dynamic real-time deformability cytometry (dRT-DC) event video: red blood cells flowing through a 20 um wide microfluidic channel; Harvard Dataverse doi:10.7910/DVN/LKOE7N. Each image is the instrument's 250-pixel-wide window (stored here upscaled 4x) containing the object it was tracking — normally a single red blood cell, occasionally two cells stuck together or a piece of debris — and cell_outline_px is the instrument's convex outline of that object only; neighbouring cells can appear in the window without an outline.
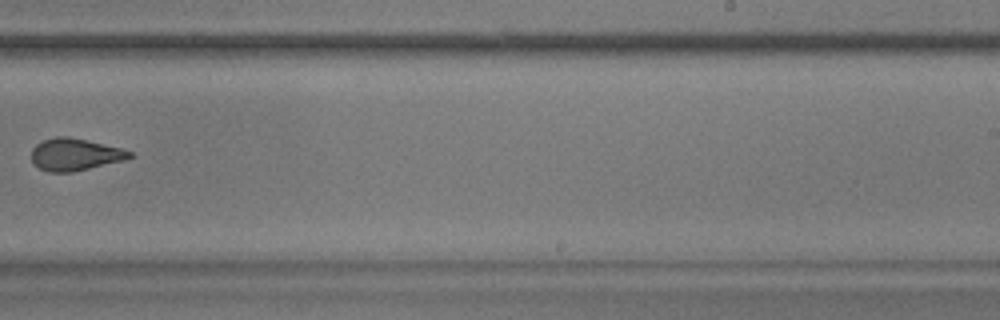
{"species": "common noctule bat (a hibernating species)", "species_latin": "Nyctalus noctula", "temperature_condition": "warm", "stored_images_in_passage": 7, "camera_frame_rate_fps": 3000, "um_per_image_px": 0.085, "animal": {"sex": "male", "body_mass_g": 17.9}, "frame": {"image": 1, "passage_image": 7, "time_ms": 2.0, "image_size_px": [1000, 320], "cell_outline_px": [[136, 156], [124, 160], [72, 172], [48, 172], [40, 168], [32, 160], [32, 148], [36, 144], [44, 140], [56, 136], [68, 136], [120, 148], [132, 152]], "centroid_in_image_um": [6.38, 13.13], "position_along_channel_um": 282.6, "area_um2": 18.21}}